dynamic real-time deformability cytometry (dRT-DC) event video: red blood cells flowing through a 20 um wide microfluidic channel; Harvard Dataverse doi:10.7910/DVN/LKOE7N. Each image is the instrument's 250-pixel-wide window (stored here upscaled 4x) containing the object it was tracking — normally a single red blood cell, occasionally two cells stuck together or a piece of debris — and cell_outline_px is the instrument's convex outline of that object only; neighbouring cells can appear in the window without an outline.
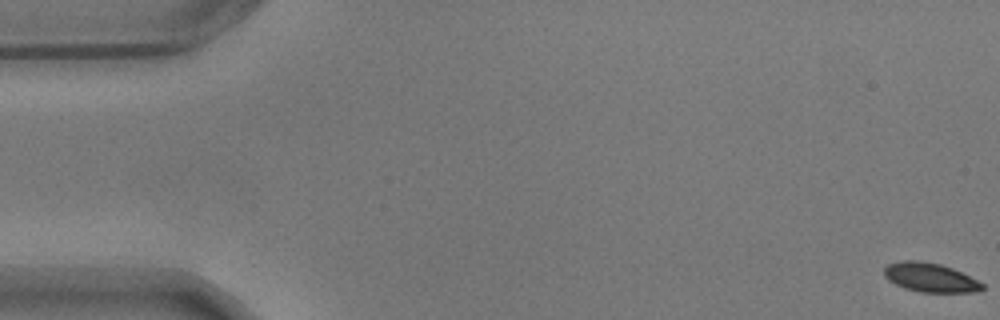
{"species": "common noctule bat (a hibernating species)", "species_latin": "Nyctalus noctula", "temperature_condition": "warm", "stored_images_in_passage": 24, "camera_frame_rate_fps": 3000, "um_per_image_px": 0.085, "animal": {"sex": "male", "body_mass_g": 17.9}, "frame": {"image": 1, "passage_image": 1, "time_ms": 0.0, "image_size_px": [1000, 320], "cell_outline_px": [[984, 288], [972, 292], [920, 292], [904, 288], [888, 280], [884, 276], [884, 268], [888, 264], [900, 260], [920, 260], [940, 264], [952, 268], [984, 284]], "centroid_in_image_um": [79.02, 23.58], "position_along_channel_um": 6.0, "area_um2": 16.53}}
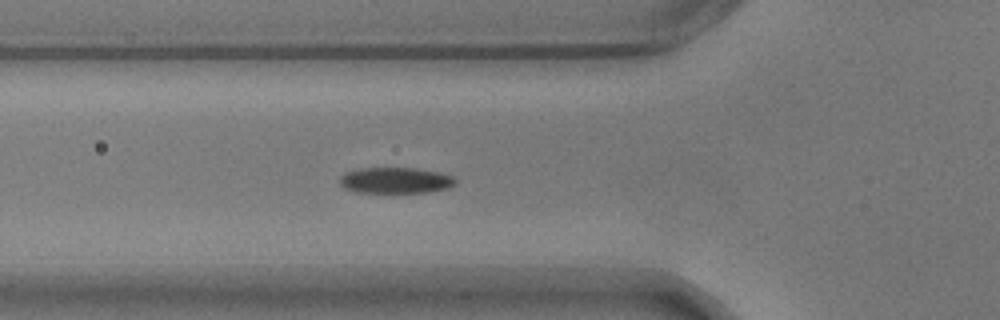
{"frame": {"image": 2, "passage_image": 21, "time_ms": 6.667, "image_size_px": [1000, 320], "cell_outline_px": [[456, 184], [448, 188], [428, 192], [356, 192], [344, 188], [340, 184], [340, 176], [344, 172], [360, 168], [416, 168], [440, 172], [452, 176], [456, 180]], "centroid_in_image_um": [33.61, 15.32], "position_along_channel_um": 92.2, "area_um2": 17.57}}
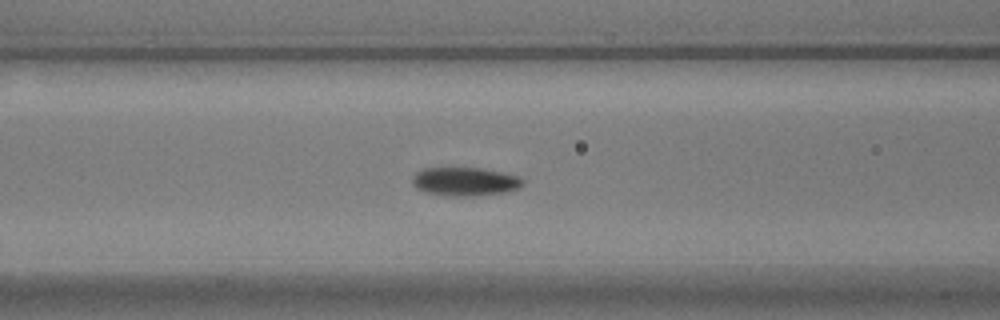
{"frame": {"image": 3, "passage_image": 24, "time_ms": 7.667, "image_size_px": [1000, 320], "cell_outline_px": [[524, 184], [508, 192], [472, 196], [452, 196], [424, 192], [416, 188], [412, 184], [412, 176], [416, 172], [424, 168], [484, 168], [520, 176], [524, 180]], "centroid_in_image_um": [39.52, 15.43], "position_along_channel_um": 127.1, "area_um2": 18.55}}